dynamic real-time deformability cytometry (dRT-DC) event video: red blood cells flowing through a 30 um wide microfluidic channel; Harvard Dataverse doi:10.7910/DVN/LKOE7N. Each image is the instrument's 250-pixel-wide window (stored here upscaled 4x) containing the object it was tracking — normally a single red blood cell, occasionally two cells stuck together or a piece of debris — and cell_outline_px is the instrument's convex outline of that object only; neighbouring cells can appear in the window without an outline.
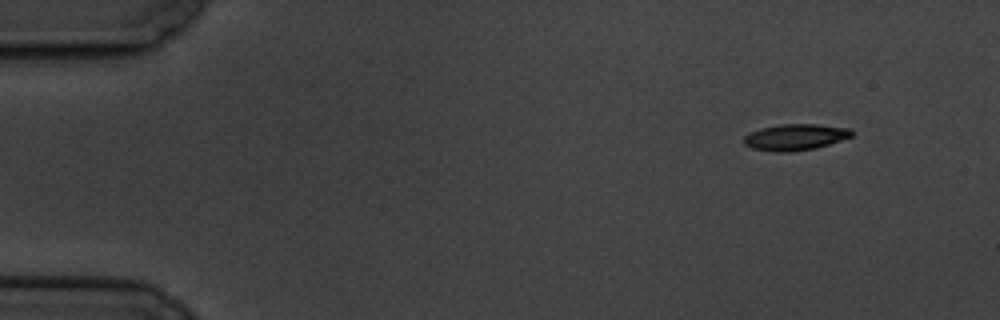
{"species": "common noctule bat (a hibernating species)", "species_latin": "Nyctalus noctula", "temperature_condition": "cold", "stored_images_in_passage": 5, "camera_frame_rate_fps": 3000, "um_per_image_px": 0.085, "animal": {"sex": "male", "body_mass_g": 19.5, "forearm_length_mm": 54.6}, "frame": {"image": 1, "passage_image": 1, "time_ms": 0.0, "image_size_px": [1000, 320], "cell_outline_px": [[852, 136], [816, 148], [792, 152], [772, 152], [752, 148], [744, 144], [744, 136], [748, 132], [760, 128], [780, 124], [816, 124], [852, 128]], "centroid_in_image_um": [67.56, 11.65], "position_along_channel_um": 17.4, "area_um2": 16.65}}
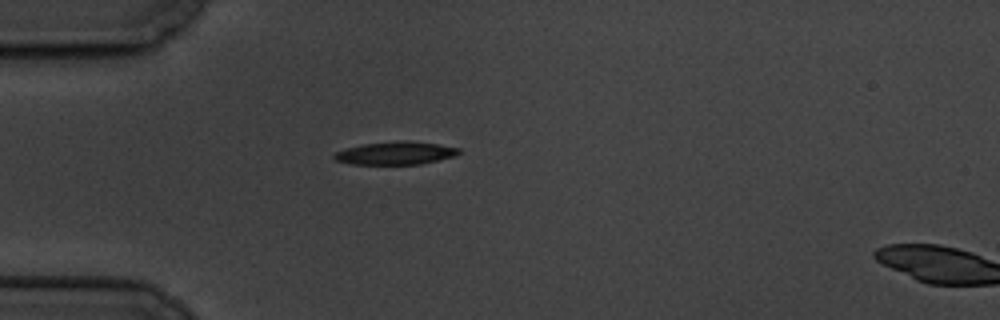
{"frame": {"image": 2, "passage_image": 4, "time_ms": 3.667, "image_size_px": [1000, 320], "cell_outline_px": [[460, 152], [456, 156], [420, 164], [352, 164], [336, 160], [332, 156], [336, 152], [348, 148], [364, 144], [400, 140], [408, 140], [440, 144], [460, 148]], "centroid_in_image_um": [33.68, 13.01], "position_along_channel_um": 51.3, "area_um2": 16.65}}